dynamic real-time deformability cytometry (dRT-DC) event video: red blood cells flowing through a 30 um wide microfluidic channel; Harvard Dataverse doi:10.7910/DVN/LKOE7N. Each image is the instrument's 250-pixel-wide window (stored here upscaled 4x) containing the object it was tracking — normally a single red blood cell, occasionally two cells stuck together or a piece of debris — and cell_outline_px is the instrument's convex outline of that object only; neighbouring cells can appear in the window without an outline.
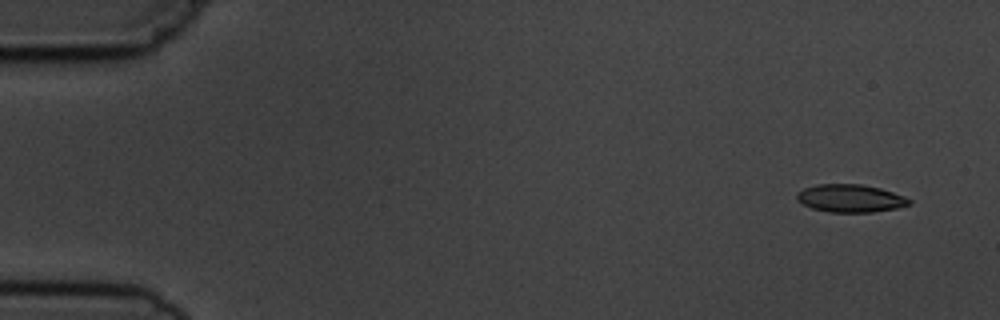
{"species": "common noctule bat (a hibernating species)", "species_latin": "Nyctalus noctula", "temperature_condition": "cold", "stored_images_in_passage": 5, "camera_frame_rate_fps": 3000, "um_per_image_px": 0.085, "animal": {"sex": "male", "body_mass_g": 19.5, "forearm_length_mm": 54.6}, "frame": {"image": 1, "passage_image": 1, "time_ms": 0.0, "image_size_px": [1000, 320], "cell_outline_px": [[912, 204], [896, 208], [872, 212], [828, 212], [812, 208], [796, 200], [796, 196], [804, 188], [816, 184], [860, 184], [880, 188], [904, 196], [912, 200]], "centroid_in_image_um": [72.3, 16.86], "position_along_channel_um": 12.7, "area_um2": 18.15}}
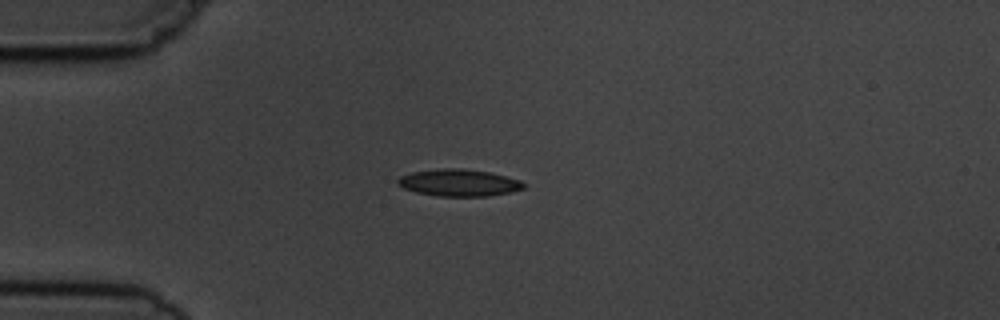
{"frame": {"image": 2, "passage_image": 4, "time_ms": 3.667, "image_size_px": [1000, 320], "cell_outline_px": [[524, 188], [512, 192], [488, 196], [440, 196], [416, 192], [404, 188], [396, 184], [396, 180], [400, 176], [412, 172], [440, 168], [464, 168], [488, 172], [520, 180], [524, 184]], "centroid_in_image_um": [38.98, 15.53], "position_along_channel_um": 46.0, "area_um2": 19.77}}